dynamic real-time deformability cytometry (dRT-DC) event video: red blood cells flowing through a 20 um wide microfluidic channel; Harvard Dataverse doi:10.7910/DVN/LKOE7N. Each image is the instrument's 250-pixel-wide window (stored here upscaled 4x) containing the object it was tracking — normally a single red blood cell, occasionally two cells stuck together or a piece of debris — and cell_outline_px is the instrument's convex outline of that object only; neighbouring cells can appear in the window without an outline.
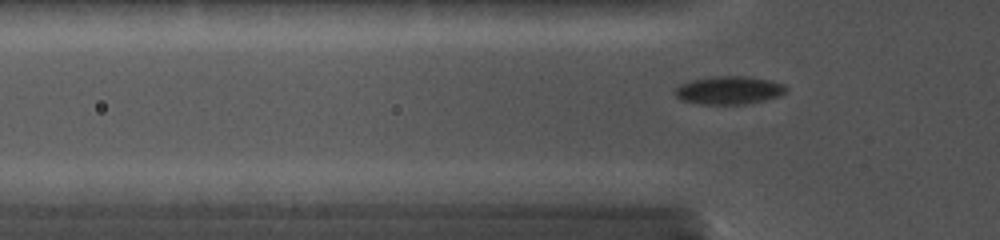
{"species": "common noctule bat (a hibernating species)", "species_latin": "Nyctalus noctula", "temperature_condition": "cold", "stored_images_in_passage": 57, "camera_frame_rate_fps": 5000, "um_per_image_px": 0.085, "animal": {"sex": "female", "body_mass_g": 19.0, "forearm_length_mm": 56.7}, "frame": {"image": 1, "passage_image": 4, "time_ms": 0.6, "image_size_px": [1000, 240], "cell_outline_px": [[784, 92], [760, 100], [736, 104], [712, 104], [684, 100], [676, 96], [676, 88], [680, 84], [692, 80], [708, 76], [748, 76], [768, 80], [784, 84]], "centroid_in_image_um": [61.89, 7.63], "position_along_channel_um": 63.9, "area_um2": 17.34}}
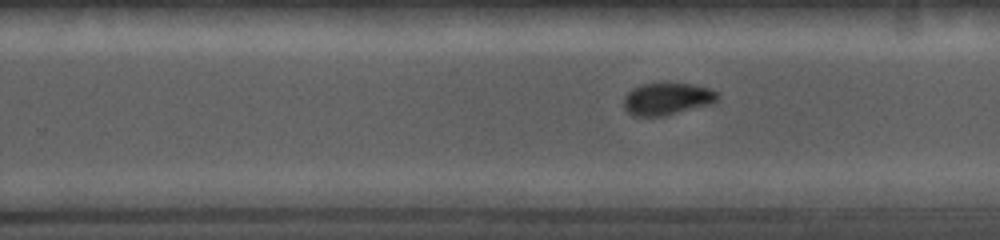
{"frame": {"image": 2, "passage_image": 33, "time_ms": 5.8, "image_size_px": [1000, 240], "cell_outline_px": [[720, 96], [712, 104], [664, 116], [632, 116], [624, 108], [624, 96], [632, 88], [640, 84], [696, 84], [708, 88], [716, 92]], "centroid_in_image_um": [56.69, 8.41], "position_along_channel_um": 273.1, "area_um2": 17.57}}
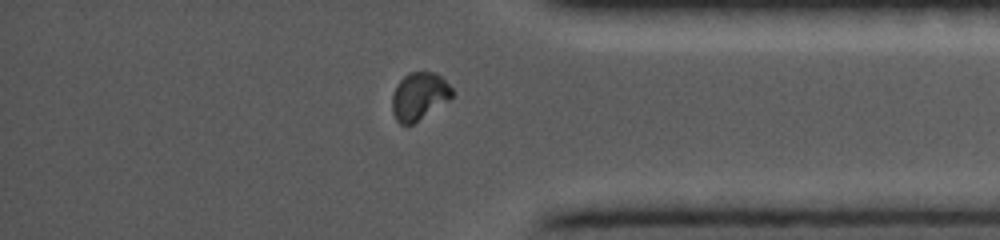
{"frame": {"image": 3, "passage_image": 51, "time_ms": 9.0, "image_size_px": [1000, 240], "cell_outline_px": [[456, 92], [448, 100], [412, 124], [400, 124], [396, 120], [392, 112], [392, 96], [396, 84], [408, 72], [432, 72], [440, 76]], "centroid_in_image_um": [35.61, 8.16], "position_along_channel_um": 399.6, "area_um2": 16.47}}